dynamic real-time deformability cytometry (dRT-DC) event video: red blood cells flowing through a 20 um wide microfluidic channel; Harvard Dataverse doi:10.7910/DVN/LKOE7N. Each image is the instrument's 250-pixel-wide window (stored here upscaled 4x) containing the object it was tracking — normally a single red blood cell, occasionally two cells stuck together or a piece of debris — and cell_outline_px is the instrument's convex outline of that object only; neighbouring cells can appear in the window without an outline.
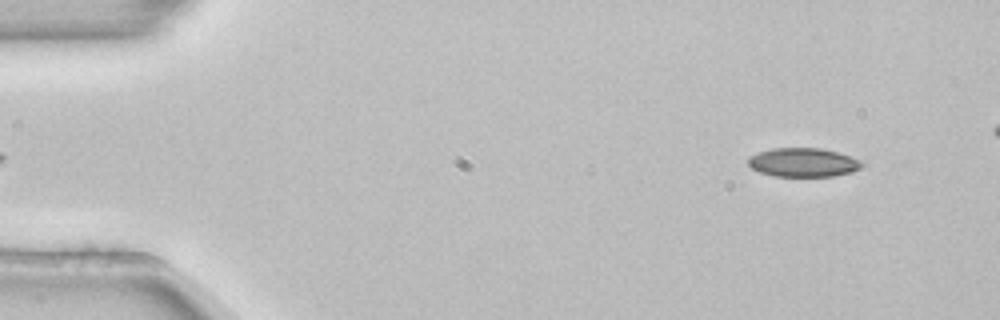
{"species": "common noctule bat (a hibernating species)", "species_latin": "Nyctalus noctula", "temperature_condition": "room temperature", "stored_images_in_passage": 49, "camera_frame_rate_fps": 3000, "um_per_image_px": 0.085, "animal": {"sex": "female", "body_mass_g": 22.7, "forearm_length_mm": 54.2}, "frame": {"image": 1, "passage_image": 3, "time_ms": 0.667, "image_size_px": [1000, 320], "cell_outline_px": [[864, 164], [860, 168], [852, 172], [832, 176], [772, 176], [760, 172], [752, 168], [748, 164], [748, 156], [772, 148], [820, 148], [836, 152], [864, 160]], "centroid_in_image_um": [68.29, 13.8], "position_along_channel_um": 16.7, "area_um2": 19.19}}
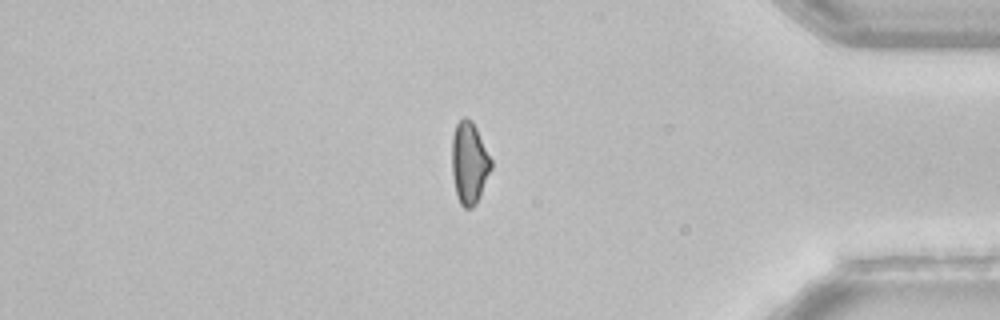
{"frame": {"image": 2, "passage_image": 43, "time_ms": 14.0, "image_size_px": [1000, 320], "cell_outline_px": [[492, 168], [480, 196], [476, 204], [472, 208], [464, 208], [460, 204], [456, 196], [452, 176], [452, 136], [456, 124], [464, 116], [472, 120], [492, 160]], "centroid_in_image_um": [39.88, 13.87], "position_along_channel_um": 395.3, "area_um2": 18.9}}